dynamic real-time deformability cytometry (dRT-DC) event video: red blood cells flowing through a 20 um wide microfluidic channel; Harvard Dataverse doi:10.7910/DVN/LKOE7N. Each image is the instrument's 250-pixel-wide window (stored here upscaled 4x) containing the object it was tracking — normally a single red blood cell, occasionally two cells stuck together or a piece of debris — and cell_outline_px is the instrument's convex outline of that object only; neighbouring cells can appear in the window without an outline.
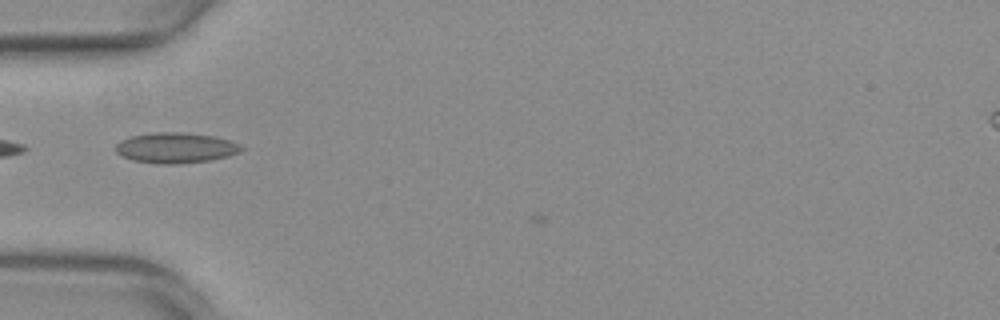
{"species": "common noctule bat (a hibernating species)", "species_latin": "Nyctalus noctula", "temperature_condition": "warm", "stored_images_in_passage": 2, "camera_frame_rate_fps": 3000, "um_per_image_px": 0.085, "animal": {"sex": "female", "body_mass_g": 29.2, "forearm_length_mm": 56.3}, "frame": {"image": 1, "passage_image": 1, "time_ms": 0.0, "image_size_px": [1000, 320], "cell_outline_px": [[244, 148], [240, 152], [228, 156], [208, 160], [176, 164], [160, 164], [132, 160], [120, 156], [116, 152], [116, 144], [120, 140], [132, 136], [152, 132], [184, 132], [212, 136], [228, 140], [240, 144]], "centroid_in_image_um": [14.91, 12.56], "position_along_channel_um": 70.1, "area_um2": 22.31}}